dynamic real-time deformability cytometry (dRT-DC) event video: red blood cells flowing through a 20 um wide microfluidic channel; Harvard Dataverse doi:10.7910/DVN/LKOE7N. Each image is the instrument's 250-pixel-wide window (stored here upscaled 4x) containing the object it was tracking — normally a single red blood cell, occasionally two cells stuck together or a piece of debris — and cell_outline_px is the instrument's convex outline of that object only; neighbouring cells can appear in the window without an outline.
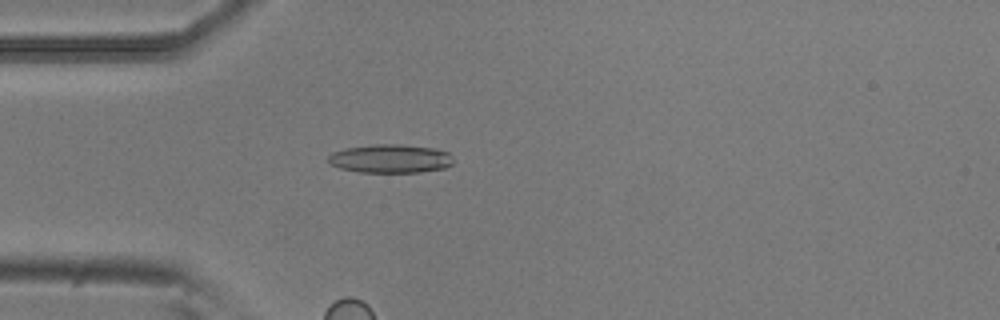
{"species": "common noctule bat (a hibernating species)", "species_latin": "Nyctalus noctula", "temperature_condition": "room temperature", "stored_images_in_passage": 26, "camera_frame_rate_fps": 3000, "um_per_image_px": 0.085, "animal": {"sex": "male", "body_mass_g": 20.5, "forearm_length_mm": 52.5}, "frame": {"image": 1, "passage_image": 10, "time_ms": 3.0, "image_size_px": [1000, 320], "cell_outline_px": [[456, 160], [452, 164], [444, 168], [420, 172], [360, 172], [340, 168], [332, 164], [328, 160], [328, 156], [332, 152], [348, 148], [376, 144], [400, 144], [432, 148], [448, 152]], "centroid_in_image_um": [33.23, 13.48], "position_along_channel_um": 51.8, "area_um2": 20.75}}
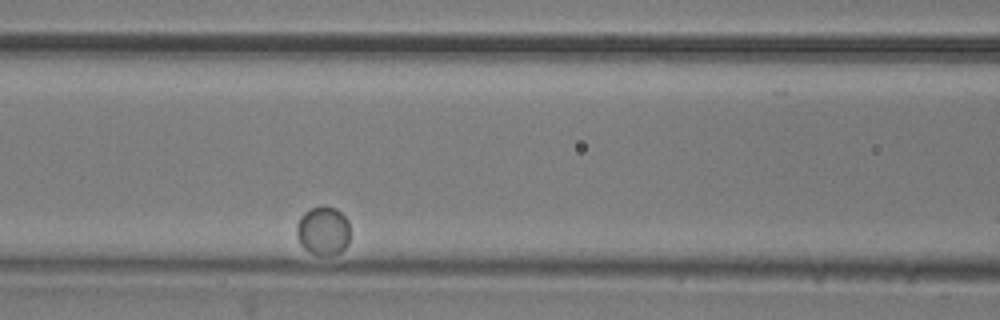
{"frame": {"image": 2, "passage_image": 21, "time_ms": 6.667, "image_size_px": [1000, 320], "cell_outline_px": [[348, 244], [340, 252], [312, 252], [304, 248], [300, 244], [296, 232], [296, 228], [300, 216], [304, 212], [312, 208], [336, 208], [348, 220]], "centroid_in_image_um": [27.45, 19.58], "position_along_channel_um": 139.2, "area_um2": 14.39}}
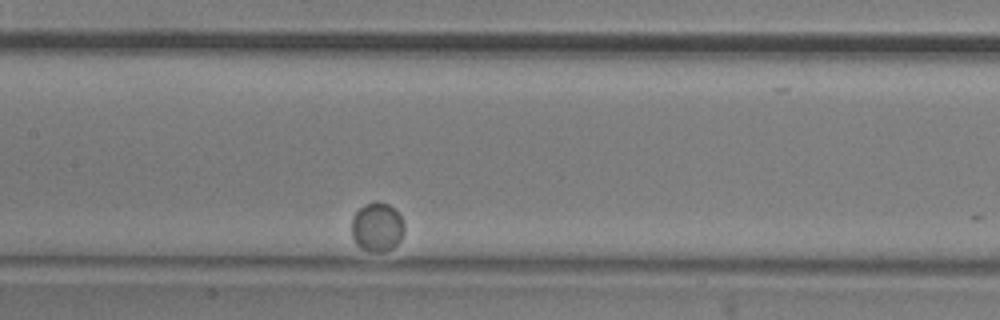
{"frame": {"image": 3, "passage_image": 25, "time_ms": 8.0, "image_size_px": [1000, 320], "cell_outline_px": [[404, 232], [400, 240], [392, 248], [384, 252], [368, 252], [360, 248], [356, 244], [352, 236], [352, 216], [364, 204], [376, 200], [388, 204], [400, 216], [404, 224]], "centroid_in_image_um": [32.03, 19.31], "position_along_channel_um": 175.4, "area_um2": 15.2}}